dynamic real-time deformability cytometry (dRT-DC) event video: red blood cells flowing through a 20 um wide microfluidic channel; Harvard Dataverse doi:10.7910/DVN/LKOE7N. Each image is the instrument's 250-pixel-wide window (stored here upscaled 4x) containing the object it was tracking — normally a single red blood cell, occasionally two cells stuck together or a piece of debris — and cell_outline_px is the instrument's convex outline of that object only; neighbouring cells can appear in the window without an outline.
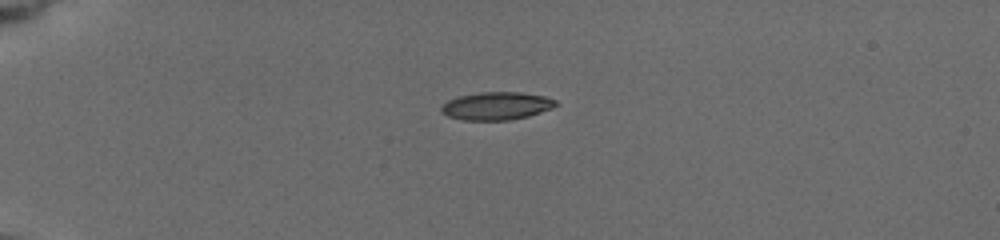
{"species": "common noctule bat (a hibernating species)", "species_latin": "Nyctalus noctula", "temperature_condition": "cold", "stored_images_in_passage": 26, "camera_frame_rate_fps": 3000, "um_per_image_px": 0.085, "animal": {"sex": "female", "body_mass_g": 19.5, "forearm_length_mm": 54.1}, "frame": {"image": 1, "passage_image": 1, "time_ms": 0.0, "image_size_px": [1000, 240], "cell_outline_px": [[556, 104], [552, 108], [528, 116], [508, 120], [464, 120], [448, 116], [440, 112], [440, 108], [448, 100], [460, 96], [480, 92], [520, 92], [544, 96], [556, 100]], "centroid_in_image_um": [42.18, 9.0], "position_along_channel_um": 42.8, "area_um2": 18.44}}
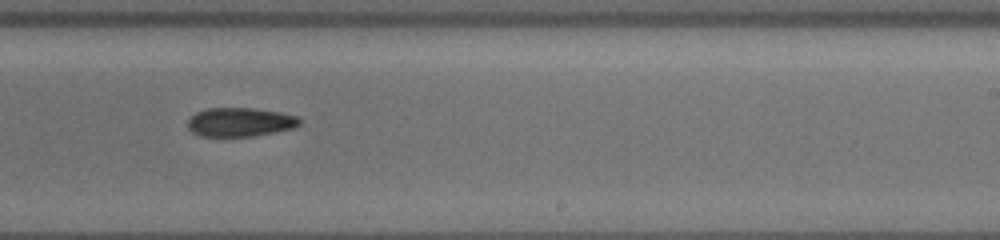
{"frame": {"image": 2, "passage_image": 15, "time_ms": 7.333, "image_size_px": [1000, 240], "cell_outline_px": [[300, 124], [292, 128], [252, 136], [200, 136], [192, 132], [188, 128], [188, 120], [196, 112], [204, 108], [252, 108], [280, 112], [300, 116]], "centroid_in_image_um": [20.39, 10.36], "position_along_channel_um": 268.6, "area_um2": 18.79}}
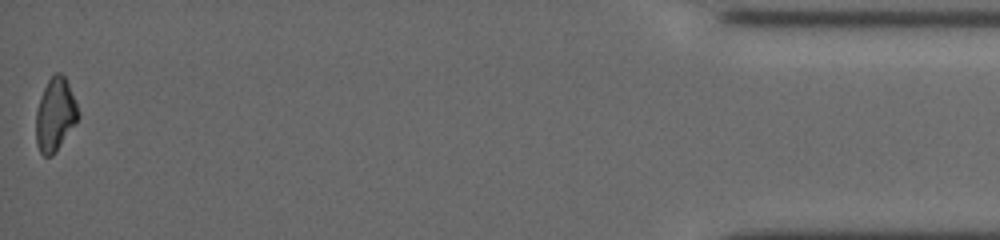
{"frame": {"image": 3, "passage_image": 26, "time_ms": 13.667, "image_size_px": [1000, 240], "cell_outline_px": [[80, 116], [52, 156], [44, 156], [40, 152], [36, 144], [36, 112], [40, 96], [48, 80], [56, 72], [60, 72], [64, 76], [68, 84], [80, 112]], "centroid_in_image_um": [4.68, 9.74], "position_along_channel_um": 430.5, "area_um2": 17.74}, "authors_computed_cell_mechanics": {"area_um2": 18.9873, "velocity_mm_per_s": 3.7636, "shape_relaxation_time_tau1_ms": 5.8929, "shape_relaxation_time_tau2_ms": 4.5351, "deformation_change_tau1": 0.1518, "deformation_change_tau2": 0.1162}}